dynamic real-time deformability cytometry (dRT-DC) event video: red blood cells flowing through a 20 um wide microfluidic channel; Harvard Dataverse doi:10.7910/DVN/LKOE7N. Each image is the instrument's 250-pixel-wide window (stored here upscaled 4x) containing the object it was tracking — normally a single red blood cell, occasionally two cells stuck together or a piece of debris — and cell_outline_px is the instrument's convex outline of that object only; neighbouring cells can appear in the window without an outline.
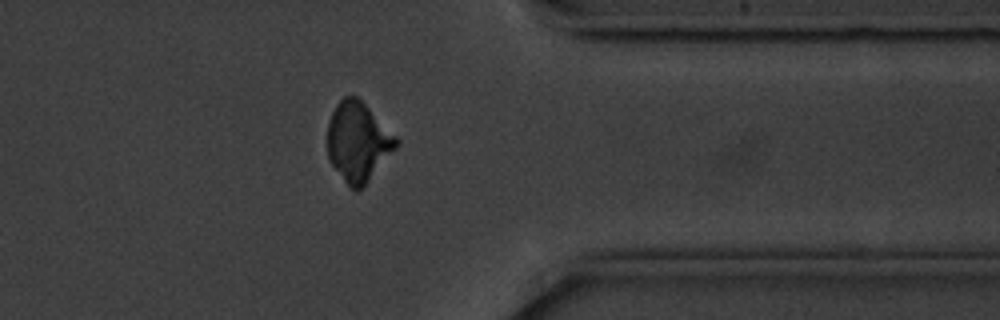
{"species": "common noctule bat (a hibernating species)", "species_latin": "Nyctalus noctula", "temperature_condition": "cold", "stored_images_in_passage": 42, "camera_frame_rate_fps": 3000, "um_per_image_px": 0.085, "animal": {"sex": "male", "body_mass_g": 20.1, "forearm_length_mm": 53.5}, "frame": {"image": 1, "passage_image": 30, "time_ms": 9.667, "image_size_px": [1000, 320], "cell_outline_px": [[400, 144], [368, 180], [356, 192], [344, 180], [328, 160], [328, 120], [336, 104], [344, 96], [356, 96], [400, 140]], "centroid_in_image_um": [30.42, 12.04], "position_along_channel_um": 381.0, "area_um2": 31.27}}
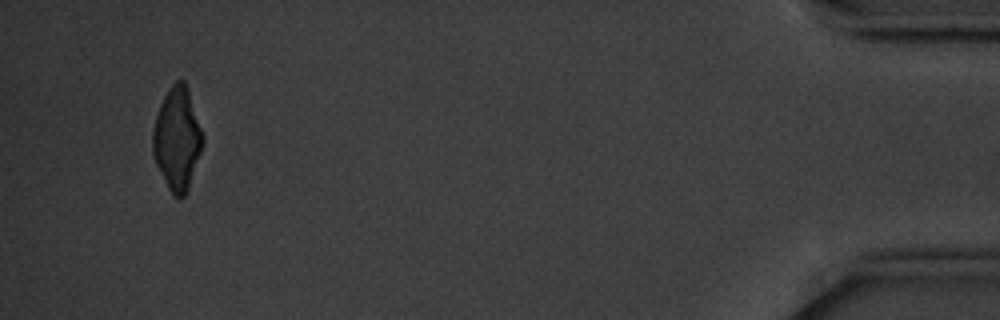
{"frame": {"image": 2, "passage_image": 39, "time_ms": 12.667, "image_size_px": [1000, 320], "cell_outline_px": [[204, 140], [188, 188], [184, 196], [172, 196], [156, 164], [152, 152], [152, 128], [160, 104], [168, 88], [176, 80], [184, 80], [188, 88], [204, 136]], "centroid_in_image_um": [15.04, 11.76], "position_along_channel_um": 420.2, "area_um2": 29.77}}